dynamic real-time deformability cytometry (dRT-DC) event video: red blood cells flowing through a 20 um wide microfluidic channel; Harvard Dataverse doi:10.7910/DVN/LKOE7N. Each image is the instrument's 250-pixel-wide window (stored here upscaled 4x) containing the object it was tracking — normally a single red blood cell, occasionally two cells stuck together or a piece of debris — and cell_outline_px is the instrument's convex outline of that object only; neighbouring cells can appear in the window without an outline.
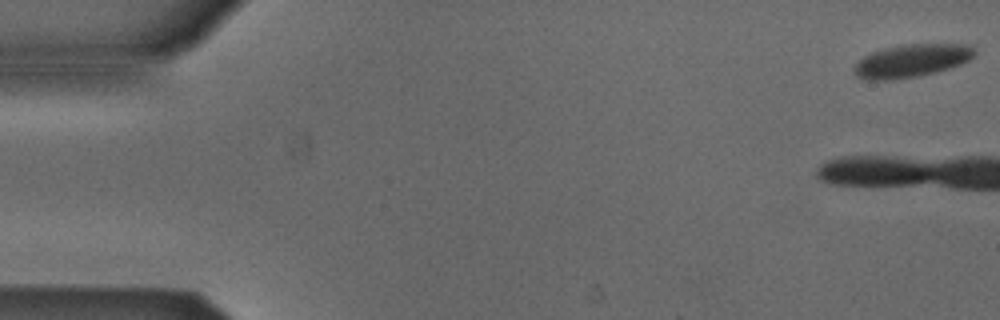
{"species": "Egyptian fruit bat (a non-hibernating species)", "species_latin": "Rousettus aegyptiacus", "temperature_condition": "cold", "stored_images_in_passage": 9, "camera_frame_rate_fps": 3000, "um_per_image_px": 0.085, "animal": {"sex": "male"}, "frame": {"image": 1, "passage_image": 1, "time_ms": 0.0, "image_size_px": [1000, 320], "cell_outline_px": [[976, 52], [968, 60], [960, 64], [948, 68], [920, 76], [892, 80], [864, 80], [856, 76], [852, 68], [864, 56], [872, 52], [884, 48], [900, 44], [972, 44]], "centroid_in_image_um": [77.46, 5.16], "position_along_channel_um": 7.5, "area_um2": 23.24}}